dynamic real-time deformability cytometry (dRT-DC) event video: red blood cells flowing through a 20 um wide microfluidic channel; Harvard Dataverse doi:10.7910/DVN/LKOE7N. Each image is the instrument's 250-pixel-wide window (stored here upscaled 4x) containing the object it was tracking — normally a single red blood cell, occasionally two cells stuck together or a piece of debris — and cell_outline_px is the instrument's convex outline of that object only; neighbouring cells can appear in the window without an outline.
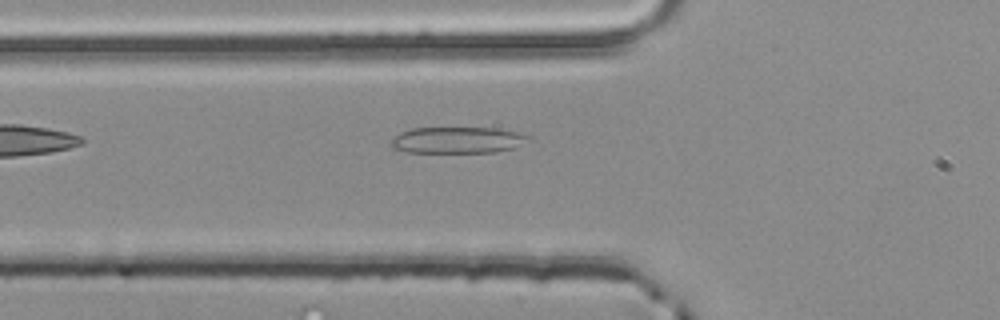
{"species": "common noctule bat (a hibernating species)", "species_latin": "Nyctalus noctula", "temperature_condition": "room temperature", "stored_images_in_passage": 3, "camera_frame_rate_fps": 3000, "um_per_image_px": 0.085, "animal": {"sex": "male", "body_mass_g": 20.4}, "frame": {"image": 1, "passage_image": 3, "time_ms": 0.667, "image_size_px": [1000, 320], "cell_outline_px": [[532, 136], [516, 148], [496, 152], [408, 152], [392, 148], [392, 140], [400, 132], [412, 128], [496, 128], [528, 132]], "centroid_in_image_um": [39.0, 11.9], "position_along_channel_um": 86.8, "area_um2": 21.33}}